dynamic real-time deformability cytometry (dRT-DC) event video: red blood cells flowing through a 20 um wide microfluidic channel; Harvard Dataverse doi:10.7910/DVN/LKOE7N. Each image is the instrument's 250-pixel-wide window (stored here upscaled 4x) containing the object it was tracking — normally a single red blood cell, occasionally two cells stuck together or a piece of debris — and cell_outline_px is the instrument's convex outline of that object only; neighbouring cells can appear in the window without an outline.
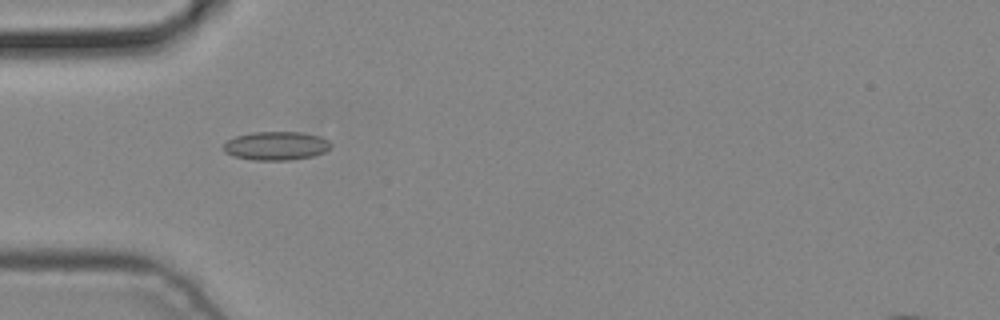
{"species": "common noctule bat (a hibernating species)", "species_latin": "Nyctalus noctula", "temperature_condition": "cold", "stored_images_in_passage": 6, "camera_frame_rate_fps": 3000, "um_per_image_px": 0.085, "animal": {"sex": "male", "body_mass_g": 19.2, "forearm_length_mm": 51.8}, "frame": {"image": 1, "passage_image": 4, "time_ms": 1.0, "image_size_px": [1000, 320], "cell_outline_px": [[332, 148], [324, 152], [312, 156], [288, 160], [252, 160], [232, 156], [224, 152], [224, 144], [228, 140], [236, 136], [252, 132], [300, 132], [320, 136], [328, 140], [332, 144]], "centroid_in_image_um": [23.48, 12.39], "position_along_channel_um": 61.5, "area_um2": 17.98}}
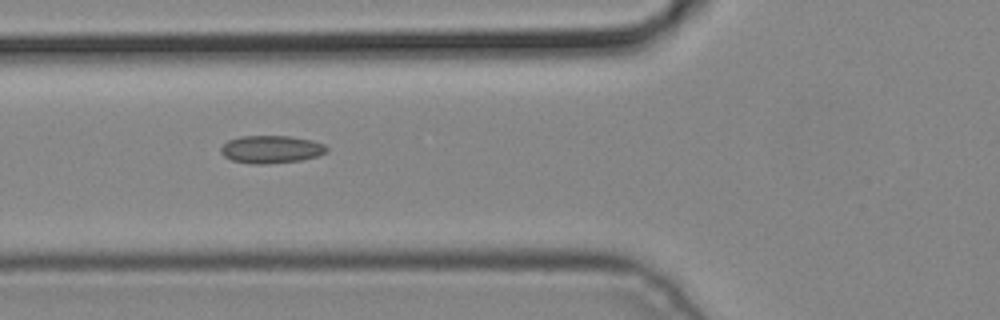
{"frame": {"image": 2, "passage_image": 5, "time_ms": 1.333, "image_size_px": [1000, 320], "cell_outline_px": [[328, 152], [316, 156], [300, 160], [268, 164], [252, 164], [232, 160], [224, 156], [220, 152], [220, 148], [228, 140], [240, 136], [288, 136], [312, 140], [324, 144], [328, 148]], "centroid_in_image_um": [23.04, 12.69], "position_along_channel_um": 102.8, "area_um2": 17.11}}
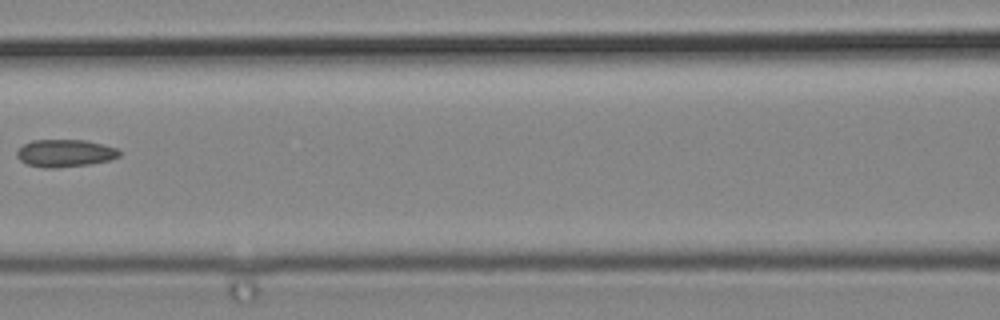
{"frame": {"image": 3, "passage_image": 6, "time_ms": 1.667, "image_size_px": [1000, 320], "cell_outline_px": [[120, 156], [108, 160], [88, 164], [52, 168], [44, 168], [28, 164], [20, 160], [16, 156], [16, 152], [24, 144], [32, 140], [84, 140], [116, 148], [120, 152]], "centroid_in_image_um": [5.49, 13.02], "position_along_channel_um": 161.1, "area_um2": 16.13}}